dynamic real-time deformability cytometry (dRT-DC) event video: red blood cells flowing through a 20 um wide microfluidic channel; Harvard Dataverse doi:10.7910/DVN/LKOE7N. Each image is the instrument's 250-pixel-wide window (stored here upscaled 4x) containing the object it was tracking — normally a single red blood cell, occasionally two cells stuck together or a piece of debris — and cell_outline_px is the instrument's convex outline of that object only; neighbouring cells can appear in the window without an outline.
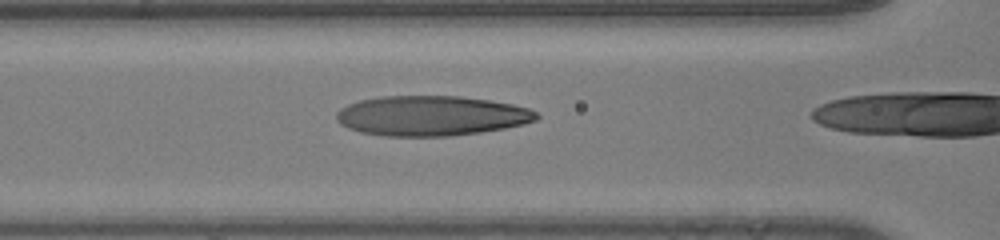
{"species": "human", "species_latin": "Homo sapiens", "temperature_condition": "room temperature", "stored_images_in_passage": 10, "camera_frame_rate_fps": 3000, "um_per_image_px": 0.085, "donor": {"sex": "male"}, "frame": {"image": 1, "passage_image": 9, "time_ms": 2.667, "image_size_px": [1000, 240], "cell_outline_px": [[540, 116], [536, 120], [524, 124], [504, 128], [480, 132], [448, 136], [384, 136], [360, 132], [348, 128], [340, 124], [336, 120], [336, 112], [340, 108], [348, 104], [360, 100], [380, 96], [460, 96], [492, 100], [512, 104], [528, 108], [536, 112]], "centroid_in_image_um": [36.64, 9.84], "position_along_channel_um": 130.0, "area_um2": 46.82}}